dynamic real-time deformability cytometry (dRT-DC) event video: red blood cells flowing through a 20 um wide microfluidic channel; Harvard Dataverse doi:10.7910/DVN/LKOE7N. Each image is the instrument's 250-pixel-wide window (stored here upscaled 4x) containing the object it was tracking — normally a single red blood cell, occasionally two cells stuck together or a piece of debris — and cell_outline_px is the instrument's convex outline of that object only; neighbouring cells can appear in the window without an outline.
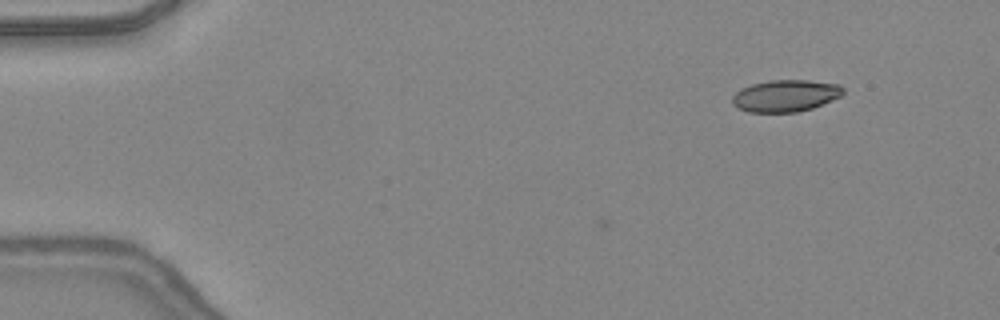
{"species": "common noctule bat (a hibernating species)", "species_latin": "Nyctalus noctula", "temperature_condition": "warm", "stored_images_in_passage": 2, "camera_frame_rate_fps": 3000, "um_per_image_px": 0.085, "animal": {"sex": "female", "body_mass_g": 24.6, "forearm_length_mm": 56.2}, "frame": {"image": 1, "passage_image": 2, "time_ms": 0.333, "image_size_px": [1000, 320], "cell_outline_px": [[844, 92], [840, 96], [812, 108], [796, 112], [748, 112], [732, 104], [732, 96], [740, 88], [752, 84], [768, 80], [808, 80], [840, 84], [844, 88]], "centroid_in_image_um": [66.76, 8.13], "position_along_channel_um": 18.2, "area_um2": 20.58}}